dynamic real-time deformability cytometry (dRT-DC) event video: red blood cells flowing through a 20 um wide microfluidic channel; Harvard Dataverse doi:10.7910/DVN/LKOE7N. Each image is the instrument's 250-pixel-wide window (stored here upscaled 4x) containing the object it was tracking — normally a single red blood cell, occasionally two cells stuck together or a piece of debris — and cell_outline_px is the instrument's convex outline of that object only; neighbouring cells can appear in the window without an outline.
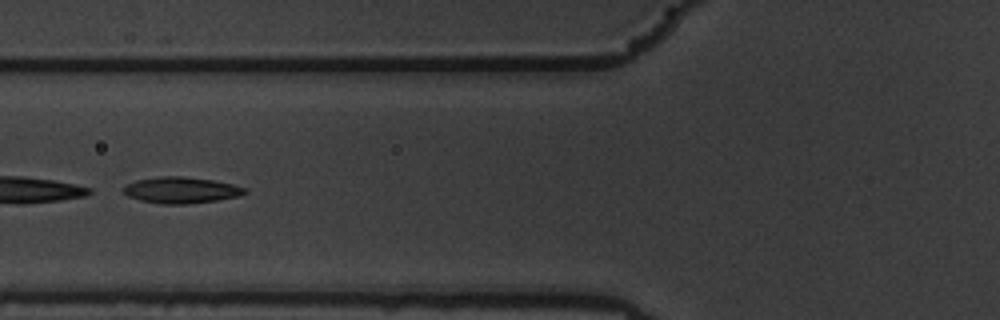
{"species": "common noctule bat (a hibernating species)", "species_latin": "Nyctalus noctula", "temperature_condition": "warm", "stored_images_in_passage": 21, "camera_frame_rate_fps": 3000, "um_per_image_px": 0.085, "animal": {"sex": "male", "body_mass_g": 19.5, "forearm_length_mm": 54.6}, "frame": {"image": 1, "passage_image": 4, "time_ms": 1.0, "image_size_px": [1000, 320], "cell_outline_px": [[248, 192], [240, 196], [216, 200], [184, 204], [160, 204], [140, 200], [128, 196], [124, 192], [124, 188], [128, 184], [136, 180], [160, 176], [184, 176], [212, 180], [232, 184], [248, 188]], "centroid_in_image_um": [15.43, 16.16], "position_along_channel_um": 110.4, "area_um2": 18.5}}
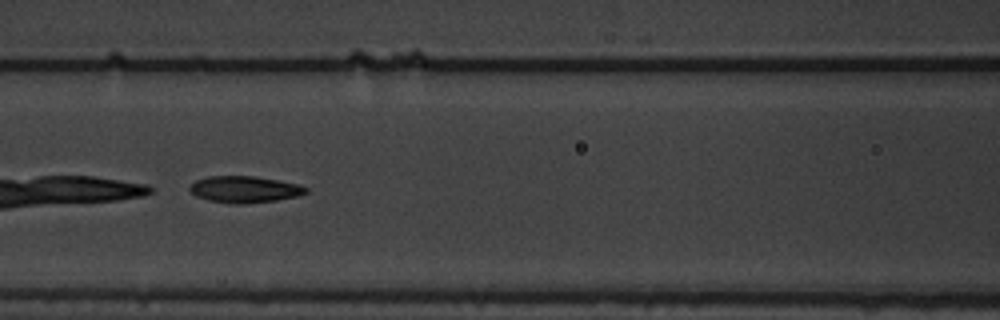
{"frame": {"image": 2, "passage_image": 7, "time_ms": 2.0, "image_size_px": [1000, 320], "cell_outline_px": [[308, 192], [296, 196], [276, 200], [244, 204], [228, 204], [208, 200], [196, 196], [188, 188], [196, 180], [208, 176], [256, 176], [296, 184], [308, 188]], "centroid_in_image_um": [20.75, 16.1], "position_along_channel_um": 145.8, "area_um2": 17.92}}
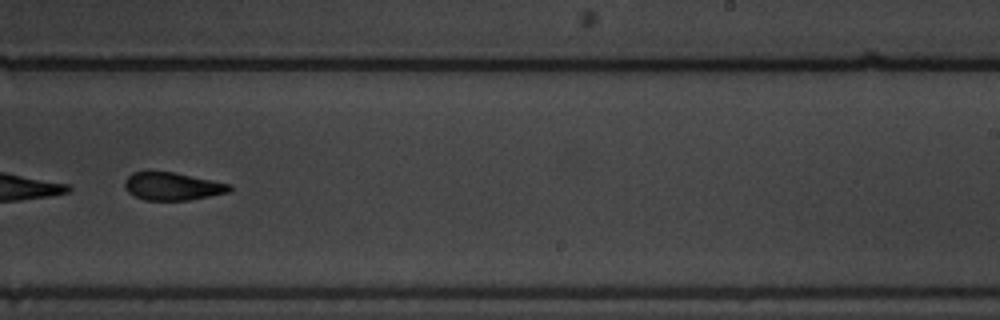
{"frame": {"image": 3, "passage_image": 18, "time_ms": 5.667, "image_size_px": [1000, 320], "cell_outline_px": [[232, 188], [228, 192], [188, 200], [144, 200], [128, 192], [124, 184], [124, 180], [132, 172], [172, 172], [232, 184]], "centroid_in_image_um": [14.65, 15.84], "position_along_channel_um": 274.4, "area_um2": 16.76}}